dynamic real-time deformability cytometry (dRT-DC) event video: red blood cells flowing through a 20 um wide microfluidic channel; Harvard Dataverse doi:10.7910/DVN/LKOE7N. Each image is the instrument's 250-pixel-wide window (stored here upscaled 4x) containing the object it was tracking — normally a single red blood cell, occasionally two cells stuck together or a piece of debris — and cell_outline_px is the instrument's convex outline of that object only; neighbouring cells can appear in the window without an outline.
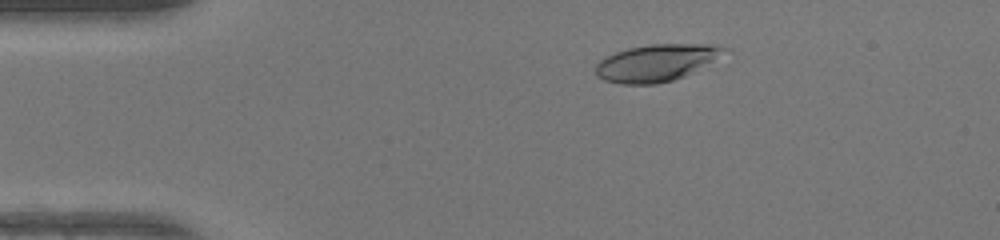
{"species": "human", "species_latin": "Homo sapiens", "temperature_condition": "warm", "stored_images_in_passage": 49, "camera_frame_rate_fps": 3000, "um_per_image_px": 0.085, "donor": {"sex": "female"}, "frame": {"image": 1, "passage_image": 9, "time_ms": 2.667, "image_size_px": [1000, 240], "cell_outline_px": [[732, 48], [712, 60], [684, 76], [672, 80], [656, 84], [620, 84], [604, 80], [596, 72], [596, 64], [604, 56], [628, 48], [648, 44], [708, 44]], "centroid_in_image_um": [55.75, 5.32], "position_along_channel_um": 29.2, "area_um2": 27.34}}
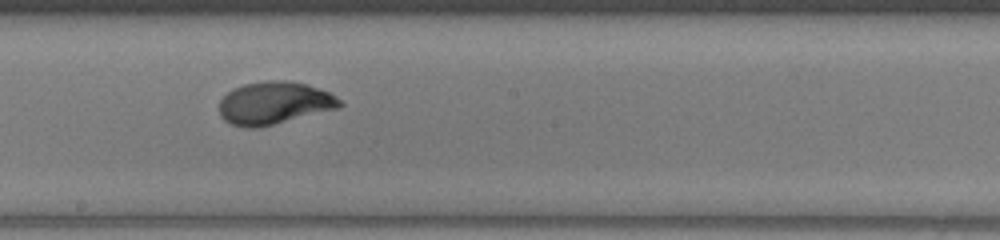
{"frame": {"image": 2, "passage_image": 27, "time_ms": 8.667, "image_size_px": [1000, 240], "cell_outline_px": [[344, 104], [340, 108], [256, 128], [244, 128], [232, 124], [224, 120], [220, 116], [220, 100], [232, 88], [244, 84], [268, 80], [284, 80], [308, 84], [328, 92], [340, 100]], "centroid_in_image_um": [23.3, 8.75], "position_along_channel_um": 224.9, "area_um2": 29.88}}
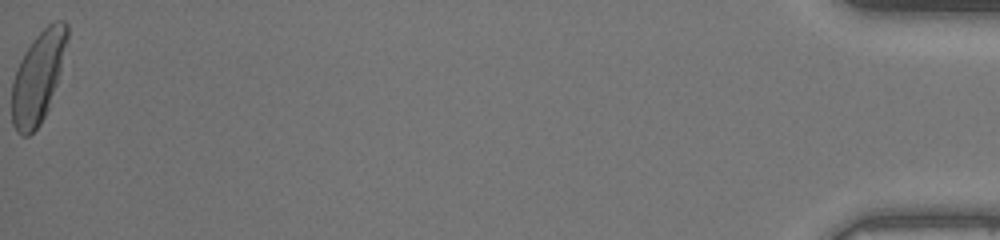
{"frame": {"image": 3, "passage_image": 49, "time_ms": 16.0, "image_size_px": [1000, 240], "cell_outline_px": [[68, 36], [60, 72], [48, 108], [40, 124], [28, 136], [20, 136], [16, 132], [12, 124], [12, 84], [16, 68], [24, 52], [36, 36], [48, 24], [56, 20], [64, 20], [68, 24]], "centroid_in_image_um": [3.22, 6.56], "position_along_channel_um": 432.0, "area_um2": 29.19}, "authors_computed_cell_mechanics": {"area_um2": 28.6688, "velocity_mm_per_s": 4.2839, "shape_relaxation_time_tau1_ms": 2.904, "shape_relaxation_time_tau2_ms": null, "deformation_change_tau1": 0.1811, "deformation_change_tau2": null}}